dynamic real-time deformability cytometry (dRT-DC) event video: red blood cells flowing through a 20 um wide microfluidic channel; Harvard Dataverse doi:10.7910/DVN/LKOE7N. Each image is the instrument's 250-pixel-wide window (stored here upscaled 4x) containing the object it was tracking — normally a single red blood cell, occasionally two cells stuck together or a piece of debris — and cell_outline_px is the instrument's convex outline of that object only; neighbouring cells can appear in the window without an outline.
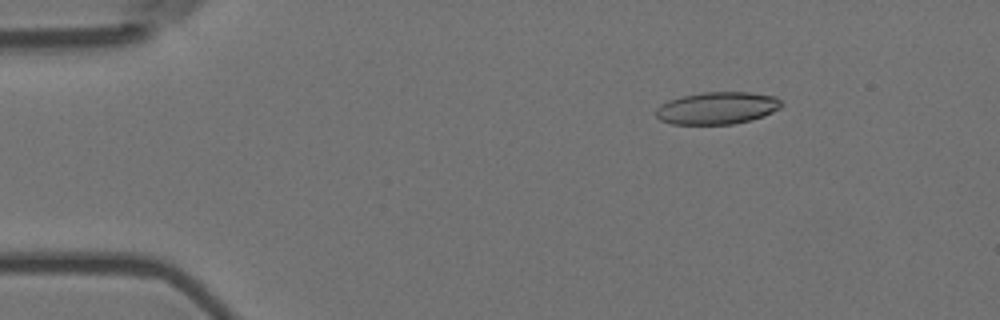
{"species": "Egyptian fruit bat (a non-hibernating species)", "species_latin": "Rousettus aegyptiacus", "temperature_condition": "room temperature", "stored_images_in_passage": 3, "camera_frame_rate_fps": 3000, "um_per_image_px": 0.085, "animal": {"sex": "female"}, "frame": {"image": 1, "passage_image": 3, "time_ms": 0.667, "image_size_px": [1000, 320], "cell_outline_px": [[784, 104], [780, 108], [764, 116], [752, 120], [732, 124], [672, 124], [660, 120], [656, 116], [656, 108], [660, 104], [668, 100], [680, 96], [704, 92], [748, 92], [776, 96]], "centroid_in_image_um": [60.96, 9.18], "position_along_channel_um": 24.0, "area_um2": 23.81}}